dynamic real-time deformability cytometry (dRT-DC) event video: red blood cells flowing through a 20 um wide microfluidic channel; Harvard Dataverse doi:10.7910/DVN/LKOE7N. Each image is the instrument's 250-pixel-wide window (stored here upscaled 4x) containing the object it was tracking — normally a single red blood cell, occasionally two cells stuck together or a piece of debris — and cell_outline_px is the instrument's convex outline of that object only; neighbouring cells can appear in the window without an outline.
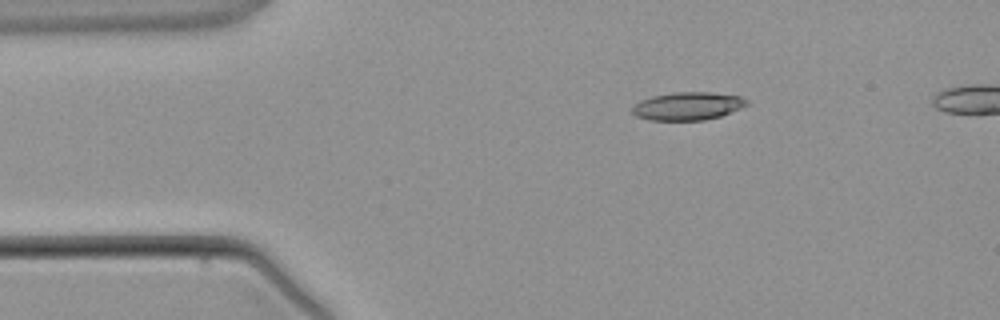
{"species": "common noctule bat (a hibernating species)", "species_latin": "Nyctalus noctula", "temperature_condition": "warm", "stored_images_in_passage": 4, "camera_frame_rate_fps": 3000, "um_per_image_px": 0.085, "animal": {"sex": "male", "body_mass_g": 21.5, "forearm_length_mm": 52.0}, "frame": {"image": 1, "passage_image": 4, "time_ms": 3.667, "image_size_px": [1000, 320], "cell_outline_px": [[748, 104], [740, 108], [720, 116], [704, 120], [648, 120], [636, 116], [632, 112], [632, 108], [640, 100], [652, 96], [676, 92], [708, 92], [740, 96], [748, 100]], "centroid_in_image_um": [58.44, 9.02], "position_along_channel_um": 26.6, "area_um2": 18.55}}